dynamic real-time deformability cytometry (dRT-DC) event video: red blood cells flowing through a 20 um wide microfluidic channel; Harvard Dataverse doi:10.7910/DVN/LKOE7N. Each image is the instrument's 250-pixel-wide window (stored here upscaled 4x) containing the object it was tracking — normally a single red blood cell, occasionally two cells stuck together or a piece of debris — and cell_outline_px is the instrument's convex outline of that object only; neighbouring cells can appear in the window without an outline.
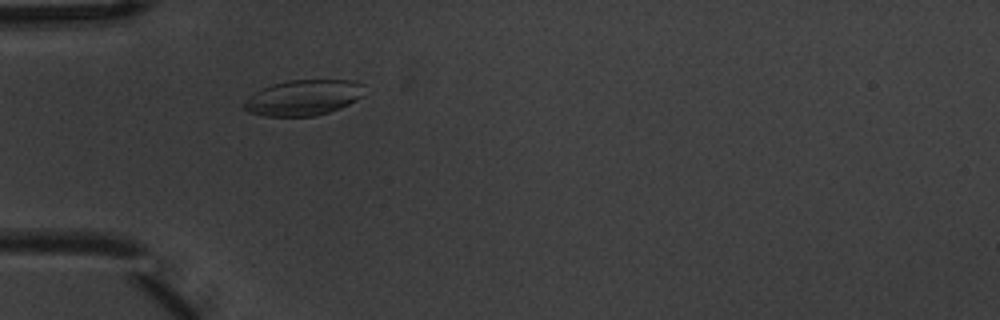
{"species": "common noctule bat (a hibernating species)", "species_latin": "Nyctalus noctula", "temperature_condition": "warm", "stored_images_in_passage": 4, "camera_frame_rate_fps": 3000, "um_per_image_px": 0.085, "animal": {"sex": "male", "body_mass_g": 20.1, "forearm_length_mm": 53.5}, "frame": {"image": 1, "passage_image": 4, "time_ms": 1.0, "image_size_px": [1000, 320], "cell_outline_px": [[364, 96], [340, 108], [328, 112], [312, 116], [264, 116], [248, 112], [240, 108], [240, 104], [248, 96], [272, 84], [288, 80], [356, 80], [364, 84]], "centroid_in_image_um": [25.76, 8.3], "position_along_channel_um": 59.2, "area_um2": 25.26}}